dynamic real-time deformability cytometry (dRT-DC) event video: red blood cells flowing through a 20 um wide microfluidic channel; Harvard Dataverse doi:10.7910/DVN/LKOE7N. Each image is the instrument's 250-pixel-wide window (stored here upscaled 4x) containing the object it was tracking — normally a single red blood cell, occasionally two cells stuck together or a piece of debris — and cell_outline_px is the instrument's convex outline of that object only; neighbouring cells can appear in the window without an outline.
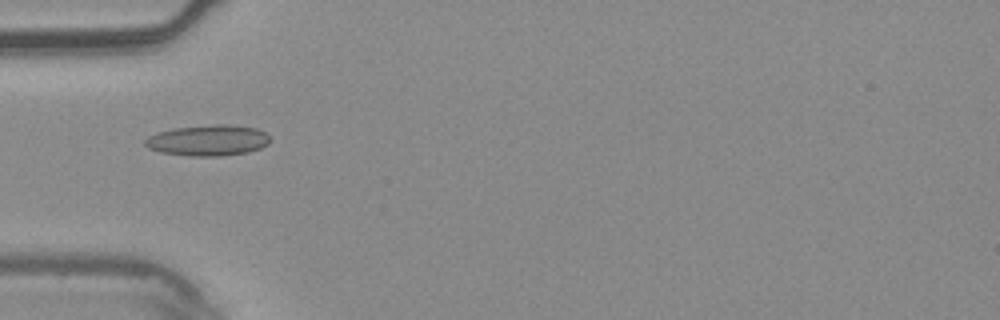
{"species": "common noctule bat (a hibernating species)", "species_latin": "Nyctalus noctula", "temperature_condition": "warm", "stored_images_in_passage": 7, "camera_frame_rate_fps": 3000, "um_per_image_px": 0.085, "animal": {"sex": "male", "body_mass_g": 20.4}, "frame": {"image": 1, "passage_image": 5, "time_ms": 1.333, "image_size_px": [1000, 320], "cell_outline_px": [[272, 140], [268, 144], [260, 148], [248, 152], [220, 156], [188, 156], [160, 152], [148, 148], [144, 144], [144, 140], [148, 136], [156, 132], [172, 128], [216, 124], [228, 124], [256, 128], [264, 132]], "centroid_in_image_um": [17.66, 11.93], "position_along_channel_um": 67.3, "area_um2": 22.72}}
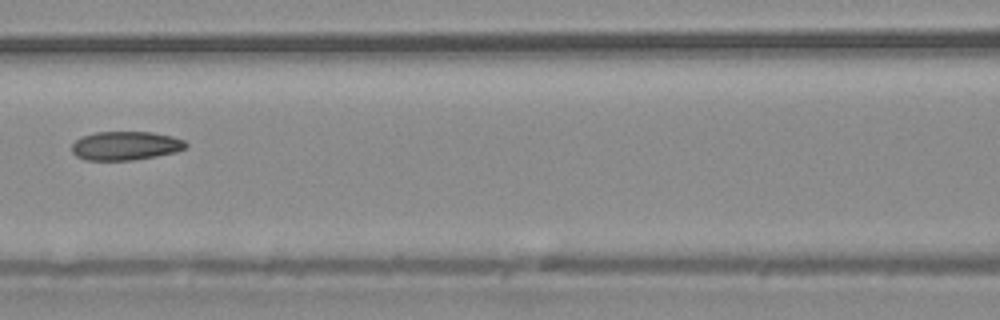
{"frame": {"image": 2, "passage_image": 7, "time_ms": 2.0, "image_size_px": [1000, 320], "cell_outline_px": [[188, 144], [184, 148], [176, 152], [156, 156], [132, 160], [84, 160], [76, 156], [72, 152], [72, 144], [76, 140], [84, 136], [96, 132], [152, 132], [172, 136], [184, 140]], "centroid_in_image_um": [10.67, 12.39], "position_along_channel_um": 155.9, "area_um2": 19.07}}